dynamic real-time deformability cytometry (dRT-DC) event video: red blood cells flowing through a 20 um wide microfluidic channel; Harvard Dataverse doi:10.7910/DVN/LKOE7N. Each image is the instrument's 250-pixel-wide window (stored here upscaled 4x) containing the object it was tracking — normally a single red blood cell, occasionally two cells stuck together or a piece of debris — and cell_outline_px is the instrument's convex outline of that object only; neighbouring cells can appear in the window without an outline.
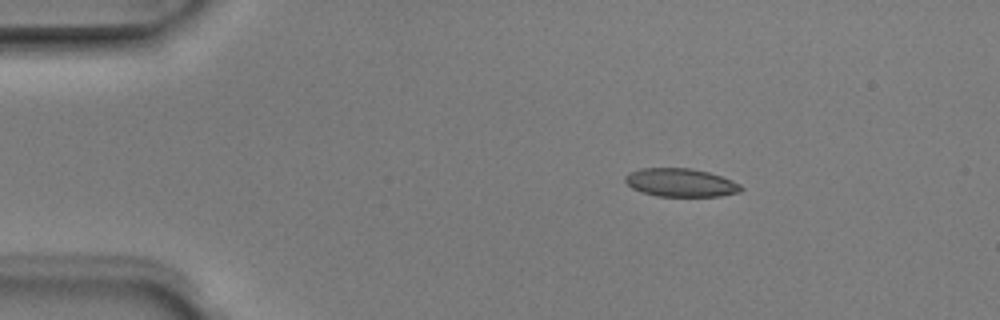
{"species": "Egyptian fruit bat (a non-hibernating species)", "species_latin": "Rousettus aegyptiacus", "temperature_condition": "room temperature", "stored_images_in_passage": 8, "camera_frame_rate_fps": 3000, "um_per_image_px": 0.085, "animal": {"sex": "male"}, "frame": {"image": 1, "passage_image": 3, "time_ms": 0.667, "image_size_px": [1000, 320], "cell_outline_px": [[744, 188], [740, 192], [720, 196], [656, 196], [640, 192], [632, 188], [624, 180], [624, 176], [628, 172], [640, 168], [692, 168], [708, 172], [732, 180], [740, 184]], "centroid_in_image_um": [57.83, 15.52], "position_along_channel_um": 27.2, "area_um2": 19.25}}
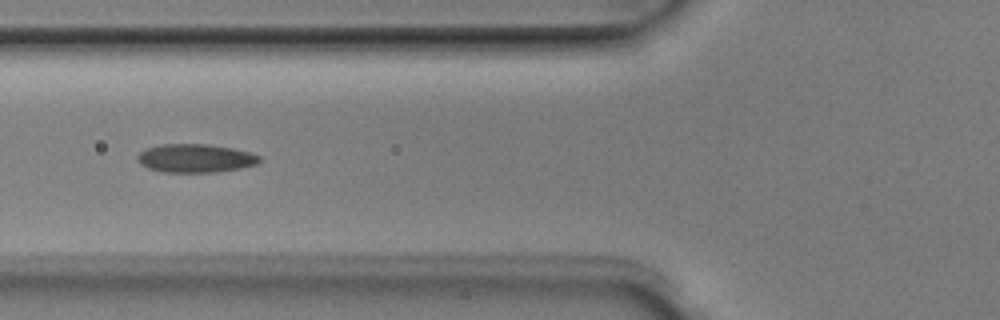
{"frame": {"image": 2, "passage_image": 6, "time_ms": 1.667, "image_size_px": [1000, 320], "cell_outline_px": [[260, 160], [256, 164], [240, 168], [216, 172], [164, 172], [148, 168], [140, 164], [136, 160], [136, 156], [144, 148], [160, 144], [208, 144], [232, 148], [248, 152], [260, 156]], "centroid_in_image_um": [16.55, 13.44], "position_along_channel_um": 109.3, "area_um2": 20.29}}
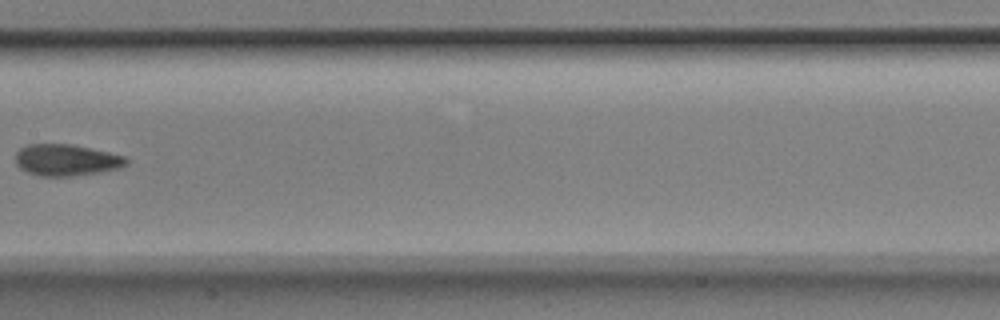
{"frame": {"image": 3, "passage_image": 8, "time_ms": 2.333, "image_size_px": [1000, 320], "cell_outline_px": [[128, 164], [120, 168], [100, 172], [72, 176], [40, 176], [28, 172], [20, 168], [16, 164], [16, 152], [20, 148], [28, 144], [72, 144], [128, 156]], "centroid_in_image_um": [5.67, 13.6], "position_along_channel_um": 201.7, "area_um2": 20.52}}